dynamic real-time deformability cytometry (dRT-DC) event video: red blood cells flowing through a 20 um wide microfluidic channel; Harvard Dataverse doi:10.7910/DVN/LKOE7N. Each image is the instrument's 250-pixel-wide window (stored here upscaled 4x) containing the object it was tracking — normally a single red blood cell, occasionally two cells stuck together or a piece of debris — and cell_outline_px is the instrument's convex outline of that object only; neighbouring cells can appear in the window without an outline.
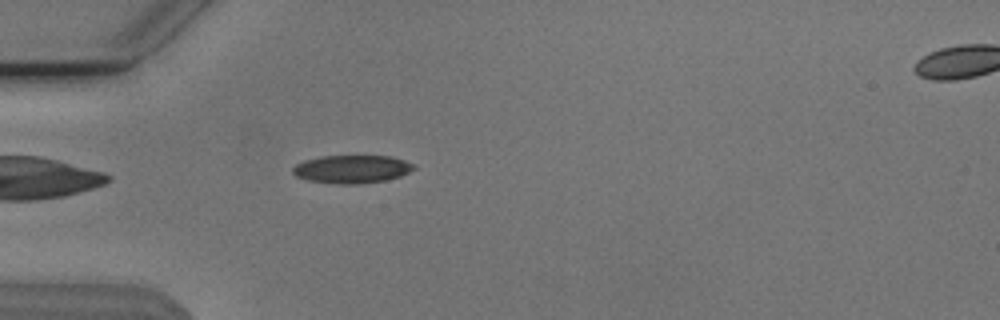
{"species": "Egyptian fruit bat (a non-hibernating species)", "species_latin": "Rousettus aegyptiacus", "temperature_condition": "cold", "stored_images_in_passage": 41, "camera_frame_rate_fps": 3000, "um_per_image_px": 0.085, "animal": {"sex": "male"}, "frame": {"image": 1, "passage_image": 3, "time_ms": 0.667, "image_size_px": [1000, 320], "cell_outline_px": [[416, 168], [400, 176], [384, 180], [356, 184], [340, 184], [308, 180], [296, 176], [292, 172], [292, 168], [296, 164], [304, 160], [320, 156], [392, 156], [416, 164]], "centroid_in_image_um": [29.91, 14.36], "position_along_channel_um": 55.1, "area_um2": 19.77}}
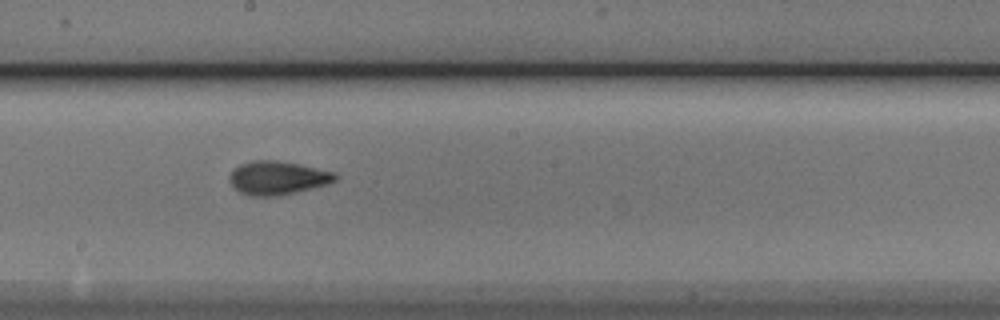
{"frame": {"image": 2, "passage_image": 17, "time_ms": 5.333, "image_size_px": [1000, 320], "cell_outline_px": [[336, 180], [324, 184], [276, 196], [248, 196], [240, 192], [228, 180], [228, 176], [240, 164], [252, 160], [276, 160], [296, 164], [332, 172], [336, 176]], "centroid_in_image_um": [23.49, 15.11], "position_along_channel_um": 224.7, "area_um2": 20.0}}
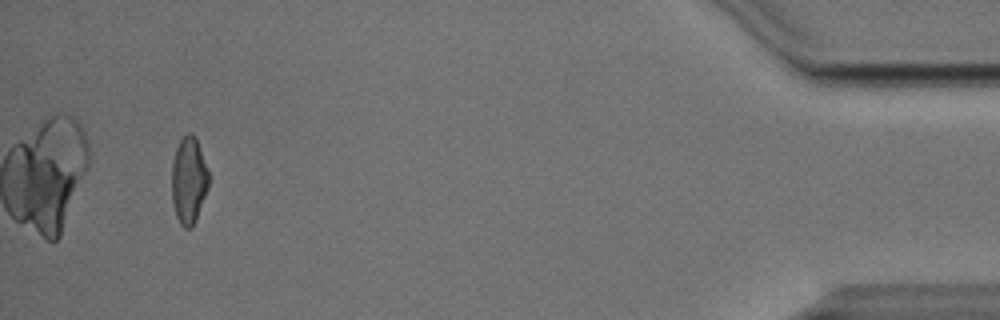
{"frame": {"image": 3, "passage_image": 38, "time_ms": 12.333, "image_size_px": [1000, 320], "cell_outline_px": [[208, 188], [196, 220], [192, 228], [184, 228], [180, 224], [176, 216], [172, 204], [172, 164], [176, 148], [180, 140], [188, 132], [192, 132], [196, 136], [208, 168]], "centroid_in_image_um": [16.05, 15.32], "position_along_channel_um": 419.2, "area_um2": 18.9}, "authors_computed_cell_mechanics": {"area_um2": 19.1896, "velocity_mm_per_s": 3.8095, "shape_relaxation_time_tau1_ms": 4.4629, "shape_relaxation_time_tau2_ms": 2.4065, "deformation_change_tau1": 0.1395, "deformation_change_tau2": 0.0739}}